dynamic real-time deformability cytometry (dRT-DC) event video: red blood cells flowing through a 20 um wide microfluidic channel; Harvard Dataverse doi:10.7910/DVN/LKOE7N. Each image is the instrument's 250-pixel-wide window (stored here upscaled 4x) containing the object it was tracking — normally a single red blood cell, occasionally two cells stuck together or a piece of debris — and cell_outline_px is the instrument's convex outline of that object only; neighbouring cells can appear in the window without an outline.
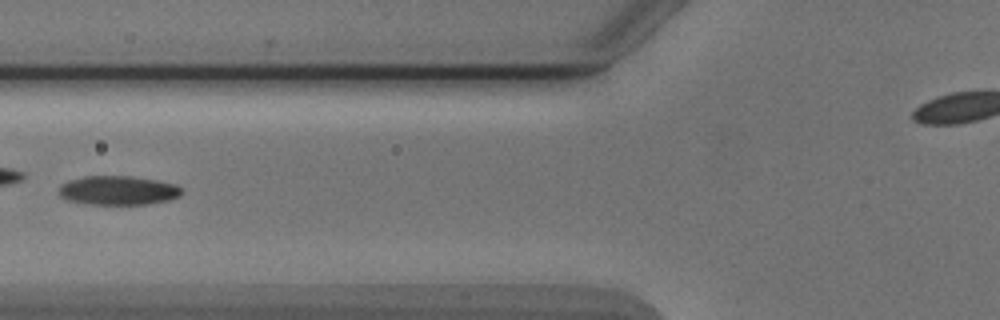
{"species": "Egyptian fruit bat (a non-hibernating species)", "species_latin": "Rousettus aegyptiacus", "temperature_condition": "cold", "stored_images_in_passage": 6, "camera_frame_rate_fps": 3000, "um_per_image_px": 0.085, "animal": {"sex": "male"}, "frame": {"image": 1, "passage_image": 5, "time_ms": 5.0, "image_size_px": [1000, 320], "cell_outline_px": [[180, 196], [168, 200], [148, 204], [88, 204], [68, 200], [60, 196], [60, 184], [68, 180], [84, 176], [128, 176], [156, 180], [176, 184], [180, 188]], "centroid_in_image_um": [10.01, 16.18], "position_along_channel_um": 115.8, "area_um2": 20.69}}
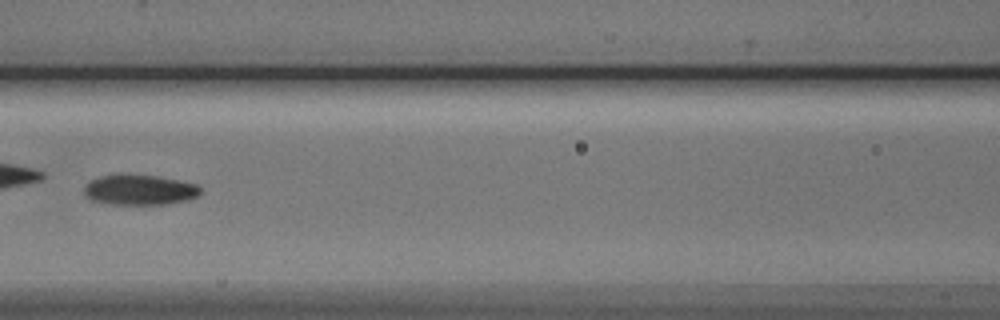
{"frame": {"image": 2, "passage_image": 6, "time_ms": 6.0, "image_size_px": [1000, 320], "cell_outline_px": [[200, 192], [196, 196], [188, 200], [168, 204], [108, 204], [92, 200], [84, 196], [84, 184], [88, 180], [100, 176], [156, 176], [196, 184], [200, 188]], "centroid_in_image_um": [11.81, 16.16], "position_along_channel_um": 154.8, "area_um2": 20.17}}